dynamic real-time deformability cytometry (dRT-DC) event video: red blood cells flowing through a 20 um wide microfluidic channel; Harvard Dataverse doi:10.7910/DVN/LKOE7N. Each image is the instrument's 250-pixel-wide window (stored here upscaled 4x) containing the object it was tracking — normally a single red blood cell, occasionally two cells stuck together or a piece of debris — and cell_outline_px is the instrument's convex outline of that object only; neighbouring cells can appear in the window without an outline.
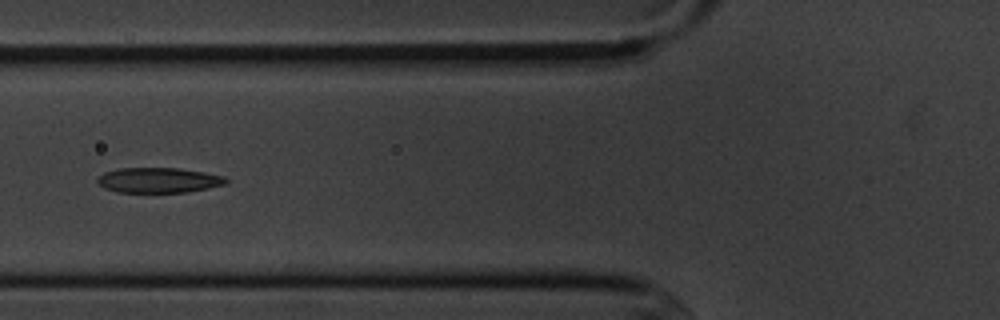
{"species": "common noctule bat (a hibernating species)", "species_latin": "Nyctalus noctula", "temperature_condition": "cold", "stored_images_in_passage": 5, "camera_frame_rate_fps": 3000, "um_per_image_px": 0.085, "animal": {"sex": "male", "body_mass_g": 20.1, "forearm_length_mm": 53.5}, "frame": {"image": 1, "passage_image": 5, "time_ms": 4.667, "image_size_px": [1000, 320], "cell_outline_px": [[228, 180], [224, 184], [208, 188], [188, 192], [116, 192], [104, 188], [96, 184], [96, 180], [104, 172], [120, 168], [176, 168], [204, 172], [224, 176]], "centroid_in_image_um": [13.44, 15.32], "position_along_channel_um": 112.4, "area_um2": 18.84}}